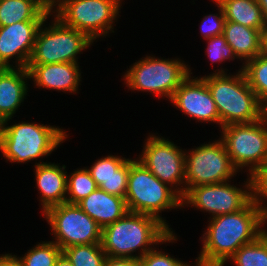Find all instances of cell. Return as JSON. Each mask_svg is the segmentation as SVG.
<instances>
[{
	"label": "cell",
	"instance_id": "1",
	"mask_svg": "<svg viewBox=\"0 0 267 266\" xmlns=\"http://www.w3.org/2000/svg\"><path fill=\"white\" fill-rule=\"evenodd\" d=\"M254 195V196H253ZM251 193V201L240 211L213 217L204 241L198 266H223L243 245L254 241L263 232L259 226L267 218V209Z\"/></svg>",
	"mask_w": 267,
	"mask_h": 266
},
{
	"label": "cell",
	"instance_id": "2",
	"mask_svg": "<svg viewBox=\"0 0 267 266\" xmlns=\"http://www.w3.org/2000/svg\"><path fill=\"white\" fill-rule=\"evenodd\" d=\"M172 235L167 225L158 218L128 212L102 229L101 245L108 257L139 259L137 256H129L130 252L147 244L175 240Z\"/></svg>",
	"mask_w": 267,
	"mask_h": 266
},
{
	"label": "cell",
	"instance_id": "3",
	"mask_svg": "<svg viewBox=\"0 0 267 266\" xmlns=\"http://www.w3.org/2000/svg\"><path fill=\"white\" fill-rule=\"evenodd\" d=\"M216 104L222 127L251 123L262 118V105L250 88L243 71L234 78L215 74L202 78Z\"/></svg>",
	"mask_w": 267,
	"mask_h": 266
},
{
	"label": "cell",
	"instance_id": "4",
	"mask_svg": "<svg viewBox=\"0 0 267 266\" xmlns=\"http://www.w3.org/2000/svg\"><path fill=\"white\" fill-rule=\"evenodd\" d=\"M171 191L140 161L129 160L128 186L125 196L129 212L154 216L160 210L183 205L180 195Z\"/></svg>",
	"mask_w": 267,
	"mask_h": 266
},
{
	"label": "cell",
	"instance_id": "5",
	"mask_svg": "<svg viewBox=\"0 0 267 266\" xmlns=\"http://www.w3.org/2000/svg\"><path fill=\"white\" fill-rule=\"evenodd\" d=\"M65 138L54 127L21 123L0 129V149L11 161H29L49 154Z\"/></svg>",
	"mask_w": 267,
	"mask_h": 266
},
{
	"label": "cell",
	"instance_id": "6",
	"mask_svg": "<svg viewBox=\"0 0 267 266\" xmlns=\"http://www.w3.org/2000/svg\"><path fill=\"white\" fill-rule=\"evenodd\" d=\"M57 23L47 31L39 32L28 64L76 63L75 55L92 41L83 32L65 25L57 18Z\"/></svg>",
	"mask_w": 267,
	"mask_h": 266
},
{
	"label": "cell",
	"instance_id": "7",
	"mask_svg": "<svg viewBox=\"0 0 267 266\" xmlns=\"http://www.w3.org/2000/svg\"><path fill=\"white\" fill-rule=\"evenodd\" d=\"M45 214L62 250L73 245L101 243L102 228L77 204L55 205Z\"/></svg>",
	"mask_w": 267,
	"mask_h": 266
},
{
	"label": "cell",
	"instance_id": "8",
	"mask_svg": "<svg viewBox=\"0 0 267 266\" xmlns=\"http://www.w3.org/2000/svg\"><path fill=\"white\" fill-rule=\"evenodd\" d=\"M265 122L267 121L261 118L251 123L222 127L223 142L235 167L256 163L251 169L253 172L267 162V128L261 127Z\"/></svg>",
	"mask_w": 267,
	"mask_h": 266
},
{
	"label": "cell",
	"instance_id": "9",
	"mask_svg": "<svg viewBox=\"0 0 267 266\" xmlns=\"http://www.w3.org/2000/svg\"><path fill=\"white\" fill-rule=\"evenodd\" d=\"M119 0H64L59 4L57 18L94 40L98 33L112 28Z\"/></svg>",
	"mask_w": 267,
	"mask_h": 266
},
{
	"label": "cell",
	"instance_id": "10",
	"mask_svg": "<svg viewBox=\"0 0 267 266\" xmlns=\"http://www.w3.org/2000/svg\"><path fill=\"white\" fill-rule=\"evenodd\" d=\"M189 76L188 69L179 61L148 58L128 71L126 79L133 89L149 90L172 99L180 84Z\"/></svg>",
	"mask_w": 267,
	"mask_h": 266
},
{
	"label": "cell",
	"instance_id": "11",
	"mask_svg": "<svg viewBox=\"0 0 267 266\" xmlns=\"http://www.w3.org/2000/svg\"><path fill=\"white\" fill-rule=\"evenodd\" d=\"M185 160V180L190 188L225 182L237 168L233 165L223 140L197 148Z\"/></svg>",
	"mask_w": 267,
	"mask_h": 266
},
{
	"label": "cell",
	"instance_id": "12",
	"mask_svg": "<svg viewBox=\"0 0 267 266\" xmlns=\"http://www.w3.org/2000/svg\"><path fill=\"white\" fill-rule=\"evenodd\" d=\"M176 192L182 201L186 199L203 210L215 213V216L240 211L251 201V192L249 194L223 182L188 187Z\"/></svg>",
	"mask_w": 267,
	"mask_h": 266
},
{
	"label": "cell",
	"instance_id": "13",
	"mask_svg": "<svg viewBox=\"0 0 267 266\" xmlns=\"http://www.w3.org/2000/svg\"><path fill=\"white\" fill-rule=\"evenodd\" d=\"M140 162L161 182L177 183L185 179L184 153L176 149L173 143L150 137L146 143Z\"/></svg>",
	"mask_w": 267,
	"mask_h": 266
},
{
	"label": "cell",
	"instance_id": "14",
	"mask_svg": "<svg viewBox=\"0 0 267 266\" xmlns=\"http://www.w3.org/2000/svg\"><path fill=\"white\" fill-rule=\"evenodd\" d=\"M44 21H22L0 27V67H11L8 59L19 55L20 67L26 68L31 58L35 38Z\"/></svg>",
	"mask_w": 267,
	"mask_h": 266
},
{
	"label": "cell",
	"instance_id": "15",
	"mask_svg": "<svg viewBox=\"0 0 267 266\" xmlns=\"http://www.w3.org/2000/svg\"><path fill=\"white\" fill-rule=\"evenodd\" d=\"M171 100L192 117L203 121L220 122L216 104L202 78L191 81L188 76L177 88Z\"/></svg>",
	"mask_w": 267,
	"mask_h": 266
},
{
	"label": "cell",
	"instance_id": "16",
	"mask_svg": "<svg viewBox=\"0 0 267 266\" xmlns=\"http://www.w3.org/2000/svg\"><path fill=\"white\" fill-rule=\"evenodd\" d=\"M77 205L102 229L129 212L125 198L111 195L99 188L78 202Z\"/></svg>",
	"mask_w": 267,
	"mask_h": 266
},
{
	"label": "cell",
	"instance_id": "17",
	"mask_svg": "<svg viewBox=\"0 0 267 266\" xmlns=\"http://www.w3.org/2000/svg\"><path fill=\"white\" fill-rule=\"evenodd\" d=\"M99 189L125 198L128 186L129 160L108 156L89 170Z\"/></svg>",
	"mask_w": 267,
	"mask_h": 266
},
{
	"label": "cell",
	"instance_id": "18",
	"mask_svg": "<svg viewBox=\"0 0 267 266\" xmlns=\"http://www.w3.org/2000/svg\"><path fill=\"white\" fill-rule=\"evenodd\" d=\"M77 63L28 64L30 78L35 77L37 86L76 91L79 72Z\"/></svg>",
	"mask_w": 267,
	"mask_h": 266
},
{
	"label": "cell",
	"instance_id": "19",
	"mask_svg": "<svg viewBox=\"0 0 267 266\" xmlns=\"http://www.w3.org/2000/svg\"><path fill=\"white\" fill-rule=\"evenodd\" d=\"M0 67V121L1 125L10 119L26 94L23 77H30L26 68ZM21 73V74H20Z\"/></svg>",
	"mask_w": 267,
	"mask_h": 266
},
{
	"label": "cell",
	"instance_id": "20",
	"mask_svg": "<svg viewBox=\"0 0 267 266\" xmlns=\"http://www.w3.org/2000/svg\"><path fill=\"white\" fill-rule=\"evenodd\" d=\"M223 35L238 57L250 60L263 52L264 33L261 30L225 21Z\"/></svg>",
	"mask_w": 267,
	"mask_h": 266
},
{
	"label": "cell",
	"instance_id": "21",
	"mask_svg": "<svg viewBox=\"0 0 267 266\" xmlns=\"http://www.w3.org/2000/svg\"><path fill=\"white\" fill-rule=\"evenodd\" d=\"M37 185L43 194L44 212L55 205L66 202L65 193L67 192V176L54 164L36 165Z\"/></svg>",
	"mask_w": 267,
	"mask_h": 266
},
{
	"label": "cell",
	"instance_id": "22",
	"mask_svg": "<svg viewBox=\"0 0 267 266\" xmlns=\"http://www.w3.org/2000/svg\"><path fill=\"white\" fill-rule=\"evenodd\" d=\"M50 11L42 0H0V27L22 21H45Z\"/></svg>",
	"mask_w": 267,
	"mask_h": 266
},
{
	"label": "cell",
	"instance_id": "23",
	"mask_svg": "<svg viewBox=\"0 0 267 266\" xmlns=\"http://www.w3.org/2000/svg\"><path fill=\"white\" fill-rule=\"evenodd\" d=\"M224 11L226 21H232L249 28L261 30L267 28L262 9L256 0H215Z\"/></svg>",
	"mask_w": 267,
	"mask_h": 266
},
{
	"label": "cell",
	"instance_id": "24",
	"mask_svg": "<svg viewBox=\"0 0 267 266\" xmlns=\"http://www.w3.org/2000/svg\"><path fill=\"white\" fill-rule=\"evenodd\" d=\"M247 62L242 69L244 76L260 103L264 102L267 99V54L263 51Z\"/></svg>",
	"mask_w": 267,
	"mask_h": 266
},
{
	"label": "cell",
	"instance_id": "25",
	"mask_svg": "<svg viewBox=\"0 0 267 266\" xmlns=\"http://www.w3.org/2000/svg\"><path fill=\"white\" fill-rule=\"evenodd\" d=\"M62 253L73 266H104L107 257L101 243L73 245Z\"/></svg>",
	"mask_w": 267,
	"mask_h": 266
},
{
	"label": "cell",
	"instance_id": "26",
	"mask_svg": "<svg viewBox=\"0 0 267 266\" xmlns=\"http://www.w3.org/2000/svg\"><path fill=\"white\" fill-rule=\"evenodd\" d=\"M237 266H267V233L241 246L231 257Z\"/></svg>",
	"mask_w": 267,
	"mask_h": 266
},
{
	"label": "cell",
	"instance_id": "27",
	"mask_svg": "<svg viewBox=\"0 0 267 266\" xmlns=\"http://www.w3.org/2000/svg\"><path fill=\"white\" fill-rule=\"evenodd\" d=\"M97 188L98 186L92 178L89 169L79 170L72 174L71 179L67 180V190L71 197L69 199L66 198V202L77 204Z\"/></svg>",
	"mask_w": 267,
	"mask_h": 266
},
{
	"label": "cell",
	"instance_id": "28",
	"mask_svg": "<svg viewBox=\"0 0 267 266\" xmlns=\"http://www.w3.org/2000/svg\"><path fill=\"white\" fill-rule=\"evenodd\" d=\"M61 253L62 249L56 243H43L37 245L19 261L22 266H54Z\"/></svg>",
	"mask_w": 267,
	"mask_h": 266
},
{
	"label": "cell",
	"instance_id": "29",
	"mask_svg": "<svg viewBox=\"0 0 267 266\" xmlns=\"http://www.w3.org/2000/svg\"><path fill=\"white\" fill-rule=\"evenodd\" d=\"M139 266H188L178 260H175L165 254L146 248L142 249L139 256Z\"/></svg>",
	"mask_w": 267,
	"mask_h": 266
},
{
	"label": "cell",
	"instance_id": "30",
	"mask_svg": "<svg viewBox=\"0 0 267 266\" xmlns=\"http://www.w3.org/2000/svg\"><path fill=\"white\" fill-rule=\"evenodd\" d=\"M209 39L210 45L208 47V53L210 59L222 61L223 59H228L230 56L232 57L233 54L235 57L233 48L227 44L223 34Z\"/></svg>",
	"mask_w": 267,
	"mask_h": 266
},
{
	"label": "cell",
	"instance_id": "31",
	"mask_svg": "<svg viewBox=\"0 0 267 266\" xmlns=\"http://www.w3.org/2000/svg\"><path fill=\"white\" fill-rule=\"evenodd\" d=\"M251 180L248 184L257 194H262L267 197V162L259 166L251 173Z\"/></svg>",
	"mask_w": 267,
	"mask_h": 266
},
{
	"label": "cell",
	"instance_id": "32",
	"mask_svg": "<svg viewBox=\"0 0 267 266\" xmlns=\"http://www.w3.org/2000/svg\"><path fill=\"white\" fill-rule=\"evenodd\" d=\"M217 4L220 7V12H221L220 17H218L217 20L216 19L212 20L211 21L212 23H211L209 21L211 18V15H210L209 16L210 18L207 17L205 20H203V23H202V30L201 31L203 32L204 37L207 39L223 34L224 24H225L226 20H225L224 11H223L222 6L218 2H217ZM207 22L209 23V25ZM205 24H207V29L204 28Z\"/></svg>",
	"mask_w": 267,
	"mask_h": 266
},
{
	"label": "cell",
	"instance_id": "33",
	"mask_svg": "<svg viewBox=\"0 0 267 266\" xmlns=\"http://www.w3.org/2000/svg\"><path fill=\"white\" fill-rule=\"evenodd\" d=\"M104 266H139L137 258H113L106 257Z\"/></svg>",
	"mask_w": 267,
	"mask_h": 266
},
{
	"label": "cell",
	"instance_id": "34",
	"mask_svg": "<svg viewBox=\"0 0 267 266\" xmlns=\"http://www.w3.org/2000/svg\"><path fill=\"white\" fill-rule=\"evenodd\" d=\"M0 266H22L16 257L5 255L0 257Z\"/></svg>",
	"mask_w": 267,
	"mask_h": 266
},
{
	"label": "cell",
	"instance_id": "35",
	"mask_svg": "<svg viewBox=\"0 0 267 266\" xmlns=\"http://www.w3.org/2000/svg\"><path fill=\"white\" fill-rule=\"evenodd\" d=\"M54 266H73L67 257L61 253L56 259Z\"/></svg>",
	"mask_w": 267,
	"mask_h": 266
},
{
	"label": "cell",
	"instance_id": "36",
	"mask_svg": "<svg viewBox=\"0 0 267 266\" xmlns=\"http://www.w3.org/2000/svg\"><path fill=\"white\" fill-rule=\"evenodd\" d=\"M256 1L262 9V14L267 26V0H256Z\"/></svg>",
	"mask_w": 267,
	"mask_h": 266
},
{
	"label": "cell",
	"instance_id": "37",
	"mask_svg": "<svg viewBox=\"0 0 267 266\" xmlns=\"http://www.w3.org/2000/svg\"><path fill=\"white\" fill-rule=\"evenodd\" d=\"M263 51L267 54V28L265 29L264 32Z\"/></svg>",
	"mask_w": 267,
	"mask_h": 266
},
{
	"label": "cell",
	"instance_id": "38",
	"mask_svg": "<svg viewBox=\"0 0 267 266\" xmlns=\"http://www.w3.org/2000/svg\"><path fill=\"white\" fill-rule=\"evenodd\" d=\"M265 101H267V99ZM265 103H267V102H265ZM262 119H264L265 121L267 120V105H264L262 107Z\"/></svg>",
	"mask_w": 267,
	"mask_h": 266
},
{
	"label": "cell",
	"instance_id": "39",
	"mask_svg": "<svg viewBox=\"0 0 267 266\" xmlns=\"http://www.w3.org/2000/svg\"><path fill=\"white\" fill-rule=\"evenodd\" d=\"M42 2L52 9V5L54 4V0H42Z\"/></svg>",
	"mask_w": 267,
	"mask_h": 266
}]
</instances>
